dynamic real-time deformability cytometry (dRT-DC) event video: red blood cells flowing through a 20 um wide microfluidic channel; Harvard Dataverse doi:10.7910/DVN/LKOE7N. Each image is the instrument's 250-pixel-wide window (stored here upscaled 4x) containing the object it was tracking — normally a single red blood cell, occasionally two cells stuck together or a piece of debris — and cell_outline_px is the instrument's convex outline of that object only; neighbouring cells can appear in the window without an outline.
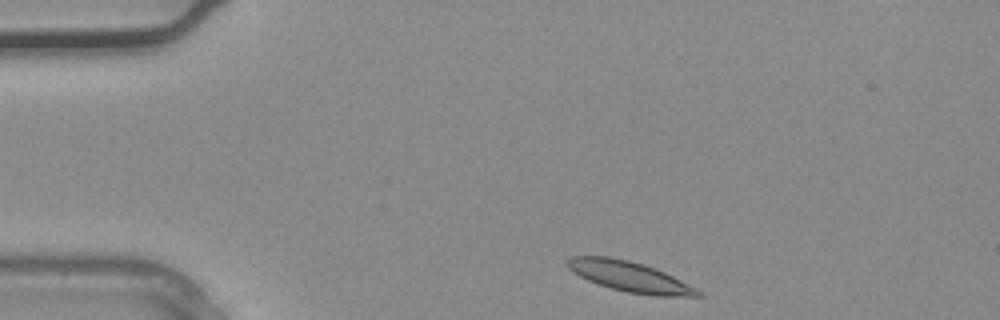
{"species": "common noctule bat (a hibernating species)", "species_latin": "Nyctalus noctula", "temperature_condition": "warm", "stored_images_in_passage": 32, "camera_frame_rate_fps": 3000, "um_per_image_px": 0.085, "animal": {"sex": "male", "body_mass_g": 20.4}, "frame": {"image": 1, "passage_image": 1, "time_ms": 0.0, "image_size_px": [1000, 320], "cell_outline_px": [[704, 296], [652, 296], [628, 292], [612, 288], [588, 280], [572, 272], [564, 264], [564, 260], [572, 256], [608, 256], [628, 260], [644, 264], [656, 268], [704, 292]], "centroid_in_image_um": [53.51, 23.5], "position_along_channel_um": 31.5, "area_um2": 23.12}}